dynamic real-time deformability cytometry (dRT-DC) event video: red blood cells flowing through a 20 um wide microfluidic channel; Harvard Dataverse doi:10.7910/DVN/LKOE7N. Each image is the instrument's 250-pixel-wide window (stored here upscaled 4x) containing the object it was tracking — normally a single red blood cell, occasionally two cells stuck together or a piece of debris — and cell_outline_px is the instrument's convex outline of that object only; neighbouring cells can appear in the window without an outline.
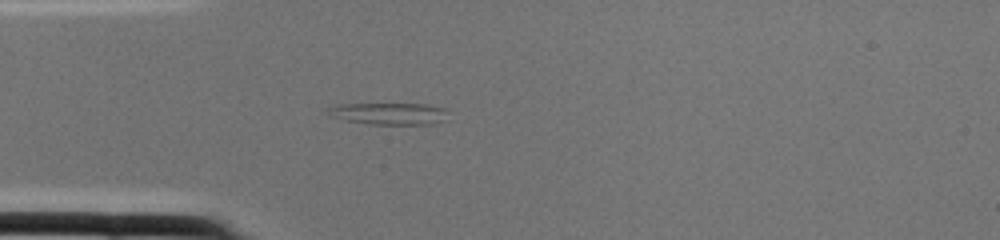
{"species": "common noctule bat (a hibernating species)", "species_latin": "Nyctalus noctula", "temperature_condition": "cold", "stored_images_in_passage": 2, "camera_frame_rate_fps": 3000, "um_per_image_px": 0.085, "animal": {"sex": "female", "body_mass_g": 22.0, "forearm_length_mm": 56.7}, "frame": {"image": 1, "passage_image": 2, "time_ms": 0.333, "image_size_px": [1000, 240], "cell_outline_px": [[448, 120], [432, 124], [368, 124], [328, 116], [324, 112], [328, 108], [340, 104], [424, 104], [448, 108]], "centroid_in_image_um": [33.12, 9.66], "position_along_channel_um": 51.9, "area_um2": 15.55}}